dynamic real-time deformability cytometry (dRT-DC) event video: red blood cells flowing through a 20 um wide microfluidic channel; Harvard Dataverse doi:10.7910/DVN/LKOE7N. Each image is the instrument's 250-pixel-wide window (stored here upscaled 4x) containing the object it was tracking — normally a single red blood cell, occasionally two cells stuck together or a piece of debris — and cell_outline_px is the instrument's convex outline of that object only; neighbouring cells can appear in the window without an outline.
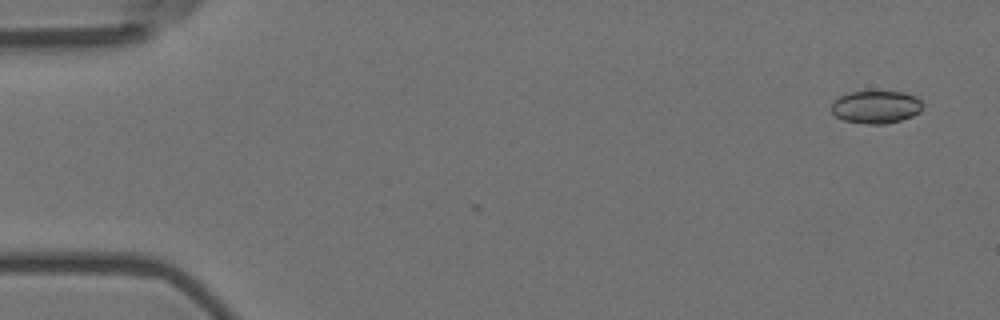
{"species": "Egyptian fruit bat (a non-hibernating species)", "species_latin": "Rousettus aegyptiacus", "temperature_condition": "room temperature", "stored_images_in_passage": 4, "camera_frame_rate_fps": 3000, "um_per_image_px": 0.085, "animal": {"sex": "female"}, "frame": {"image": 1, "passage_image": 1, "time_ms": 0.0, "image_size_px": [1000, 320], "cell_outline_px": [[924, 104], [920, 112], [912, 116], [900, 120], [884, 124], [868, 124], [844, 120], [836, 116], [832, 112], [832, 104], [840, 96], [852, 92], [904, 92], [916, 96]], "centroid_in_image_um": [74.5, 9.1], "position_along_channel_um": 10.5, "area_um2": 17.22}}